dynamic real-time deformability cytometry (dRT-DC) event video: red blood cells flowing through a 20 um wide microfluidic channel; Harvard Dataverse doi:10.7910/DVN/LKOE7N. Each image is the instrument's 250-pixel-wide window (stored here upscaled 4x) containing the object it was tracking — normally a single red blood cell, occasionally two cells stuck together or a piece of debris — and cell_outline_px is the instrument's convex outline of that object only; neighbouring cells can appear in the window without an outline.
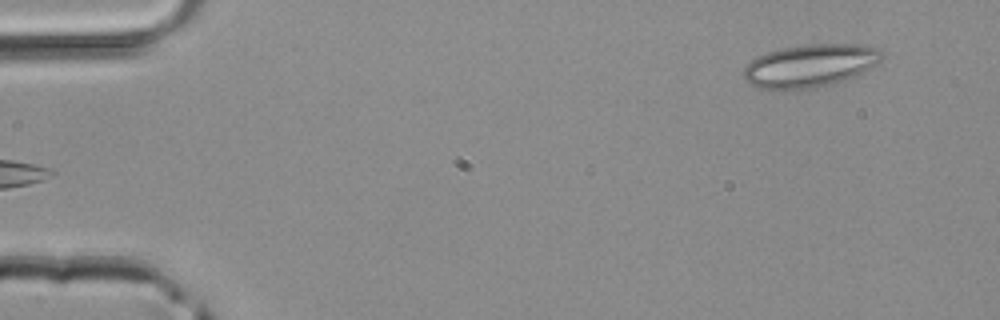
{"species": "common noctule bat (a hibernating species)", "species_latin": "Nyctalus noctula", "temperature_condition": "room temperature", "stored_images_in_passage": 3, "camera_frame_rate_fps": 3000, "um_per_image_px": 0.085, "animal": {"sex": "male", "body_mass_g": 20.4}, "frame": {"image": 1, "passage_image": 3, "time_ms": 0.667, "image_size_px": [1000, 320], "cell_outline_px": [[884, 56], [876, 64], [856, 76], [832, 84], [816, 88], [788, 92], [772, 92], [760, 88], [744, 80], [740, 72], [756, 56], [768, 52], [784, 48], [808, 44], [864, 44], [876, 48]], "centroid_in_image_um": [68.79, 5.63], "position_along_channel_um": 16.2, "area_um2": 35.32}}